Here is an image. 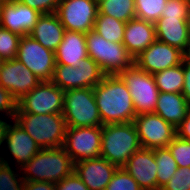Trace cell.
<instances>
[{"label": "cell", "mask_w": 190, "mask_h": 190, "mask_svg": "<svg viewBox=\"0 0 190 190\" xmlns=\"http://www.w3.org/2000/svg\"><path fill=\"white\" fill-rule=\"evenodd\" d=\"M143 190H157L154 149L141 148L123 166Z\"/></svg>", "instance_id": "cell-17"}, {"label": "cell", "mask_w": 190, "mask_h": 190, "mask_svg": "<svg viewBox=\"0 0 190 190\" xmlns=\"http://www.w3.org/2000/svg\"><path fill=\"white\" fill-rule=\"evenodd\" d=\"M142 146L133 122L106 124L102 126L101 157L118 167Z\"/></svg>", "instance_id": "cell-3"}, {"label": "cell", "mask_w": 190, "mask_h": 190, "mask_svg": "<svg viewBox=\"0 0 190 190\" xmlns=\"http://www.w3.org/2000/svg\"><path fill=\"white\" fill-rule=\"evenodd\" d=\"M41 14L56 13L60 0H17Z\"/></svg>", "instance_id": "cell-37"}, {"label": "cell", "mask_w": 190, "mask_h": 190, "mask_svg": "<svg viewBox=\"0 0 190 190\" xmlns=\"http://www.w3.org/2000/svg\"><path fill=\"white\" fill-rule=\"evenodd\" d=\"M187 24H188V31H189V37H190V11H189V16L187 18Z\"/></svg>", "instance_id": "cell-46"}, {"label": "cell", "mask_w": 190, "mask_h": 190, "mask_svg": "<svg viewBox=\"0 0 190 190\" xmlns=\"http://www.w3.org/2000/svg\"><path fill=\"white\" fill-rule=\"evenodd\" d=\"M62 116L67 127L103 126L93 88L64 91Z\"/></svg>", "instance_id": "cell-6"}, {"label": "cell", "mask_w": 190, "mask_h": 190, "mask_svg": "<svg viewBox=\"0 0 190 190\" xmlns=\"http://www.w3.org/2000/svg\"><path fill=\"white\" fill-rule=\"evenodd\" d=\"M98 0H60L57 16L65 30L87 33L94 29Z\"/></svg>", "instance_id": "cell-11"}, {"label": "cell", "mask_w": 190, "mask_h": 190, "mask_svg": "<svg viewBox=\"0 0 190 190\" xmlns=\"http://www.w3.org/2000/svg\"><path fill=\"white\" fill-rule=\"evenodd\" d=\"M129 90L136 115L155 111L159 90L152 74L135 63L117 74Z\"/></svg>", "instance_id": "cell-7"}, {"label": "cell", "mask_w": 190, "mask_h": 190, "mask_svg": "<svg viewBox=\"0 0 190 190\" xmlns=\"http://www.w3.org/2000/svg\"><path fill=\"white\" fill-rule=\"evenodd\" d=\"M6 0H0V22H1V15H2V8Z\"/></svg>", "instance_id": "cell-45"}, {"label": "cell", "mask_w": 190, "mask_h": 190, "mask_svg": "<svg viewBox=\"0 0 190 190\" xmlns=\"http://www.w3.org/2000/svg\"><path fill=\"white\" fill-rule=\"evenodd\" d=\"M21 36L0 26V55L6 59H15Z\"/></svg>", "instance_id": "cell-32"}, {"label": "cell", "mask_w": 190, "mask_h": 190, "mask_svg": "<svg viewBox=\"0 0 190 190\" xmlns=\"http://www.w3.org/2000/svg\"><path fill=\"white\" fill-rule=\"evenodd\" d=\"M24 190H56V185L51 182L25 181Z\"/></svg>", "instance_id": "cell-42"}, {"label": "cell", "mask_w": 190, "mask_h": 190, "mask_svg": "<svg viewBox=\"0 0 190 190\" xmlns=\"http://www.w3.org/2000/svg\"><path fill=\"white\" fill-rule=\"evenodd\" d=\"M16 121L43 148L63 146L67 124L62 114L16 112Z\"/></svg>", "instance_id": "cell-4"}, {"label": "cell", "mask_w": 190, "mask_h": 190, "mask_svg": "<svg viewBox=\"0 0 190 190\" xmlns=\"http://www.w3.org/2000/svg\"><path fill=\"white\" fill-rule=\"evenodd\" d=\"M98 11L126 23L136 18L135 0H98Z\"/></svg>", "instance_id": "cell-24"}, {"label": "cell", "mask_w": 190, "mask_h": 190, "mask_svg": "<svg viewBox=\"0 0 190 190\" xmlns=\"http://www.w3.org/2000/svg\"><path fill=\"white\" fill-rule=\"evenodd\" d=\"M118 168L103 157L85 159L74 163L75 174L89 190H105Z\"/></svg>", "instance_id": "cell-15"}, {"label": "cell", "mask_w": 190, "mask_h": 190, "mask_svg": "<svg viewBox=\"0 0 190 190\" xmlns=\"http://www.w3.org/2000/svg\"><path fill=\"white\" fill-rule=\"evenodd\" d=\"M133 123L142 148L167 147L176 136V128L154 112L137 115Z\"/></svg>", "instance_id": "cell-12"}, {"label": "cell", "mask_w": 190, "mask_h": 190, "mask_svg": "<svg viewBox=\"0 0 190 190\" xmlns=\"http://www.w3.org/2000/svg\"><path fill=\"white\" fill-rule=\"evenodd\" d=\"M189 108L182 93L159 92L154 113L176 128L186 118Z\"/></svg>", "instance_id": "cell-23"}, {"label": "cell", "mask_w": 190, "mask_h": 190, "mask_svg": "<svg viewBox=\"0 0 190 190\" xmlns=\"http://www.w3.org/2000/svg\"><path fill=\"white\" fill-rule=\"evenodd\" d=\"M105 190H143L134 178L123 168L119 167L114 173Z\"/></svg>", "instance_id": "cell-34"}, {"label": "cell", "mask_w": 190, "mask_h": 190, "mask_svg": "<svg viewBox=\"0 0 190 190\" xmlns=\"http://www.w3.org/2000/svg\"><path fill=\"white\" fill-rule=\"evenodd\" d=\"M64 91L52 81H41L17 101V111L32 114H62Z\"/></svg>", "instance_id": "cell-8"}, {"label": "cell", "mask_w": 190, "mask_h": 190, "mask_svg": "<svg viewBox=\"0 0 190 190\" xmlns=\"http://www.w3.org/2000/svg\"><path fill=\"white\" fill-rule=\"evenodd\" d=\"M184 59L190 61V42L188 44L187 50L184 53Z\"/></svg>", "instance_id": "cell-44"}, {"label": "cell", "mask_w": 190, "mask_h": 190, "mask_svg": "<svg viewBox=\"0 0 190 190\" xmlns=\"http://www.w3.org/2000/svg\"><path fill=\"white\" fill-rule=\"evenodd\" d=\"M5 140L20 169L41 150L34 139L16 121L13 125L7 124Z\"/></svg>", "instance_id": "cell-19"}, {"label": "cell", "mask_w": 190, "mask_h": 190, "mask_svg": "<svg viewBox=\"0 0 190 190\" xmlns=\"http://www.w3.org/2000/svg\"><path fill=\"white\" fill-rule=\"evenodd\" d=\"M51 81L63 91L80 88L78 66L56 64Z\"/></svg>", "instance_id": "cell-29"}, {"label": "cell", "mask_w": 190, "mask_h": 190, "mask_svg": "<svg viewBox=\"0 0 190 190\" xmlns=\"http://www.w3.org/2000/svg\"><path fill=\"white\" fill-rule=\"evenodd\" d=\"M88 56L91 57L106 75H115L134 64L133 56L123 43L110 42L95 30L85 34Z\"/></svg>", "instance_id": "cell-5"}, {"label": "cell", "mask_w": 190, "mask_h": 190, "mask_svg": "<svg viewBox=\"0 0 190 190\" xmlns=\"http://www.w3.org/2000/svg\"><path fill=\"white\" fill-rule=\"evenodd\" d=\"M160 190H190V167H178Z\"/></svg>", "instance_id": "cell-35"}, {"label": "cell", "mask_w": 190, "mask_h": 190, "mask_svg": "<svg viewBox=\"0 0 190 190\" xmlns=\"http://www.w3.org/2000/svg\"><path fill=\"white\" fill-rule=\"evenodd\" d=\"M87 57L85 33L65 30L62 42L55 51L56 64L76 67L80 60Z\"/></svg>", "instance_id": "cell-21"}, {"label": "cell", "mask_w": 190, "mask_h": 190, "mask_svg": "<svg viewBox=\"0 0 190 190\" xmlns=\"http://www.w3.org/2000/svg\"><path fill=\"white\" fill-rule=\"evenodd\" d=\"M7 124L8 123L6 121L4 122L0 119V146L5 141V133H6Z\"/></svg>", "instance_id": "cell-43"}, {"label": "cell", "mask_w": 190, "mask_h": 190, "mask_svg": "<svg viewBox=\"0 0 190 190\" xmlns=\"http://www.w3.org/2000/svg\"><path fill=\"white\" fill-rule=\"evenodd\" d=\"M102 126L67 127L64 150L74 163L101 157Z\"/></svg>", "instance_id": "cell-10"}, {"label": "cell", "mask_w": 190, "mask_h": 190, "mask_svg": "<svg viewBox=\"0 0 190 190\" xmlns=\"http://www.w3.org/2000/svg\"><path fill=\"white\" fill-rule=\"evenodd\" d=\"M65 32L56 13L42 14L29 35L45 48L55 52Z\"/></svg>", "instance_id": "cell-22"}, {"label": "cell", "mask_w": 190, "mask_h": 190, "mask_svg": "<svg viewBox=\"0 0 190 190\" xmlns=\"http://www.w3.org/2000/svg\"><path fill=\"white\" fill-rule=\"evenodd\" d=\"M125 26L126 22L119 21L111 16L98 14L93 30L107 41L122 43Z\"/></svg>", "instance_id": "cell-26"}, {"label": "cell", "mask_w": 190, "mask_h": 190, "mask_svg": "<svg viewBox=\"0 0 190 190\" xmlns=\"http://www.w3.org/2000/svg\"><path fill=\"white\" fill-rule=\"evenodd\" d=\"M16 59L41 81H51L56 66L55 52L45 48L30 35L21 36Z\"/></svg>", "instance_id": "cell-9"}, {"label": "cell", "mask_w": 190, "mask_h": 190, "mask_svg": "<svg viewBox=\"0 0 190 190\" xmlns=\"http://www.w3.org/2000/svg\"><path fill=\"white\" fill-rule=\"evenodd\" d=\"M24 186L23 177L18 172L16 174L8 161L0 157V190H24Z\"/></svg>", "instance_id": "cell-31"}, {"label": "cell", "mask_w": 190, "mask_h": 190, "mask_svg": "<svg viewBox=\"0 0 190 190\" xmlns=\"http://www.w3.org/2000/svg\"><path fill=\"white\" fill-rule=\"evenodd\" d=\"M176 135L182 139L190 141V108L186 118L176 127Z\"/></svg>", "instance_id": "cell-41"}, {"label": "cell", "mask_w": 190, "mask_h": 190, "mask_svg": "<svg viewBox=\"0 0 190 190\" xmlns=\"http://www.w3.org/2000/svg\"><path fill=\"white\" fill-rule=\"evenodd\" d=\"M161 17L187 19L190 6L186 0H167Z\"/></svg>", "instance_id": "cell-36"}, {"label": "cell", "mask_w": 190, "mask_h": 190, "mask_svg": "<svg viewBox=\"0 0 190 190\" xmlns=\"http://www.w3.org/2000/svg\"><path fill=\"white\" fill-rule=\"evenodd\" d=\"M167 0H135L136 18L155 23L163 12Z\"/></svg>", "instance_id": "cell-30"}, {"label": "cell", "mask_w": 190, "mask_h": 190, "mask_svg": "<svg viewBox=\"0 0 190 190\" xmlns=\"http://www.w3.org/2000/svg\"><path fill=\"white\" fill-rule=\"evenodd\" d=\"M41 15L17 0H6L2 8L0 26L20 36L29 35Z\"/></svg>", "instance_id": "cell-16"}, {"label": "cell", "mask_w": 190, "mask_h": 190, "mask_svg": "<svg viewBox=\"0 0 190 190\" xmlns=\"http://www.w3.org/2000/svg\"><path fill=\"white\" fill-rule=\"evenodd\" d=\"M41 80L19 60H6L0 68V86L9 90L18 101L35 88Z\"/></svg>", "instance_id": "cell-14"}, {"label": "cell", "mask_w": 190, "mask_h": 190, "mask_svg": "<svg viewBox=\"0 0 190 190\" xmlns=\"http://www.w3.org/2000/svg\"><path fill=\"white\" fill-rule=\"evenodd\" d=\"M56 190H89L84 182L73 172L66 176L59 183H56Z\"/></svg>", "instance_id": "cell-39"}, {"label": "cell", "mask_w": 190, "mask_h": 190, "mask_svg": "<svg viewBox=\"0 0 190 190\" xmlns=\"http://www.w3.org/2000/svg\"><path fill=\"white\" fill-rule=\"evenodd\" d=\"M159 92L182 93L184 86L183 61L181 64L154 75Z\"/></svg>", "instance_id": "cell-25"}, {"label": "cell", "mask_w": 190, "mask_h": 190, "mask_svg": "<svg viewBox=\"0 0 190 190\" xmlns=\"http://www.w3.org/2000/svg\"><path fill=\"white\" fill-rule=\"evenodd\" d=\"M154 156L157 164V190H160L174 175L178 166L168 147L155 148Z\"/></svg>", "instance_id": "cell-27"}, {"label": "cell", "mask_w": 190, "mask_h": 190, "mask_svg": "<svg viewBox=\"0 0 190 190\" xmlns=\"http://www.w3.org/2000/svg\"><path fill=\"white\" fill-rule=\"evenodd\" d=\"M102 124L133 122L137 116L127 86L117 75H105L94 88Z\"/></svg>", "instance_id": "cell-1"}, {"label": "cell", "mask_w": 190, "mask_h": 190, "mask_svg": "<svg viewBox=\"0 0 190 190\" xmlns=\"http://www.w3.org/2000/svg\"><path fill=\"white\" fill-rule=\"evenodd\" d=\"M167 147L178 167H190V141L176 135Z\"/></svg>", "instance_id": "cell-33"}, {"label": "cell", "mask_w": 190, "mask_h": 190, "mask_svg": "<svg viewBox=\"0 0 190 190\" xmlns=\"http://www.w3.org/2000/svg\"><path fill=\"white\" fill-rule=\"evenodd\" d=\"M77 66L80 88H94L106 75L91 57L80 60Z\"/></svg>", "instance_id": "cell-28"}, {"label": "cell", "mask_w": 190, "mask_h": 190, "mask_svg": "<svg viewBox=\"0 0 190 190\" xmlns=\"http://www.w3.org/2000/svg\"><path fill=\"white\" fill-rule=\"evenodd\" d=\"M21 170L25 181L56 184L74 172V162L63 146L43 148Z\"/></svg>", "instance_id": "cell-2"}, {"label": "cell", "mask_w": 190, "mask_h": 190, "mask_svg": "<svg viewBox=\"0 0 190 190\" xmlns=\"http://www.w3.org/2000/svg\"><path fill=\"white\" fill-rule=\"evenodd\" d=\"M5 111L6 116L14 119L17 111V100L11 95V92L0 86V112Z\"/></svg>", "instance_id": "cell-38"}, {"label": "cell", "mask_w": 190, "mask_h": 190, "mask_svg": "<svg viewBox=\"0 0 190 190\" xmlns=\"http://www.w3.org/2000/svg\"><path fill=\"white\" fill-rule=\"evenodd\" d=\"M156 40L155 24L139 19H130L125 26L123 44L136 58Z\"/></svg>", "instance_id": "cell-18"}, {"label": "cell", "mask_w": 190, "mask_h": 190, "mask_svg": "<svg viewBox=\"0 0 190 190\" xmlns=\"http://www.w3.org/2000/svg\"><path fill=\"white\" fill-rule=\"evenodd\" d=\"M6 61V59H4L1 55H0V68L2 66V64Z\"/></svg>", "instance_id": "cell-47"}, {"label": "cell", "mask_w": 190, "mask_h": 190, "mask_svg": "<svg viewBox=\"0 0 190 190\" xmlns=\"http://www.w3.org/2000/svg\"><path fill=\"white\" fill-rule=\"evenodd\" d=\"M154 24L156 40L185 53L190 42L187 19L160 17Z\"/></svg>", "instance_id": "cell-20"}, {"label": "cell", "mask_w": 190, "mask_h": 190, "mask_svg": "<svg viewBox=\"0 0 190 190\" xmlns=\"http://www.w3.org/2000/svg\"><path fill=\"white\" fill-rule=\"evenodd\" d=\"M184 86L182 95L190 104V61L183 59Z\"/></svg>", "instance_id": "cell-40"}, {"label": "cell", "mask_w": 190, "mask_h": 190, "mask_svg": "<svg viewBox=\"0 0 190 190\" xmlns=\"http://www.w3.org/2000/svg\"><path fill=\"white\" fill-rule=\"evenodd\" d=\"M184 53L166 43L155 40L147 49L142 51L134 63L147 73L157 72L177 66L182 63Z\"/></svg>", "instance_id": "cell-13"}]
</instances>
